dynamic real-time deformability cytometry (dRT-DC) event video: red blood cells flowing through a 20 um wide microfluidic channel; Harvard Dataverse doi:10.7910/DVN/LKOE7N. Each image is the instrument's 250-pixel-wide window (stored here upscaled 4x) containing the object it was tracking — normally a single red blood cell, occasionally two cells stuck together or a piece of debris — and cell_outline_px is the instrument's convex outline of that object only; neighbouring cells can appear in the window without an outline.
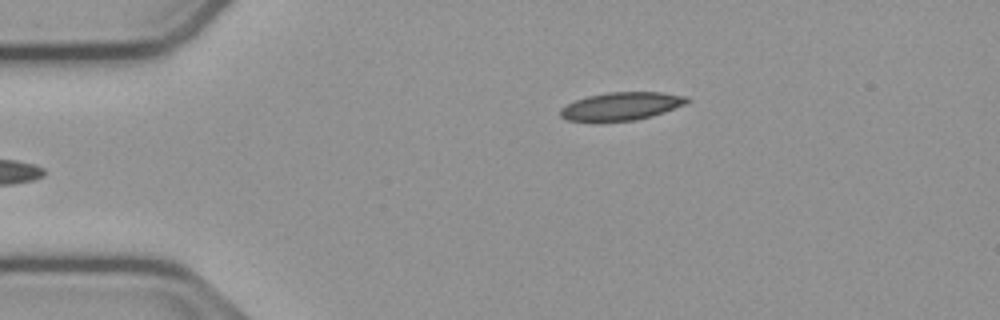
{"species": "common noctule bat (a hibernating species)", "species_latin": "Nyctalus noctula", "temperature_condition": "cold", "stored_images_in_passage": 37, "camera_frame_rate_fps": 3000, "um_per_image_px": 0.085, "animal": {"sex": "male", "body_mass_g": 23.1, "forearm_length_mm": 52.7}, "frame": {"image": 1, "passage_image": 1, "time_ms": 0.0, "image_size_px": [1000, 320], "cell_outline_px": [[692, 100], [684, 104], [664, 112], [652, 116], [636, 120], [568, 120], [560, 116], [560, 108], [576, 100], [588, 96], [608, 92], [660, 92], [688, 96]], "centroid_in_image_um": [52.86, 9.0], "position_along_channel_um": 32.1, "area_um2": 20.29}}
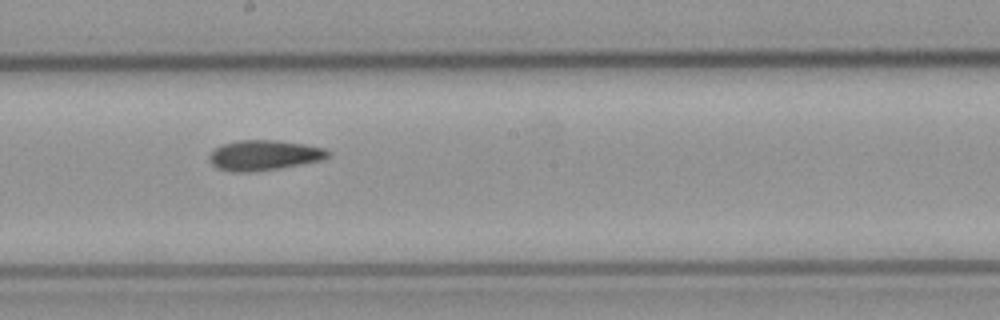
{"frame": {"image": 2, "passage_image": 20, "time_ms": 6.333, "image_size_px": [1000, 320], "cell_outline_px": [[332, 152], [324, 160], [276, 168], [248, 172], [232, 172], [216, 168], [212, 164], [208, 156], [216, 148], [224, 144], [240, 140], [276, 140], [304, 144], [324, 148]], "centroid_in_image_um": [22.46, 13.19], "position_along_channel_um": 225.7, "area_um2": 20.69}}
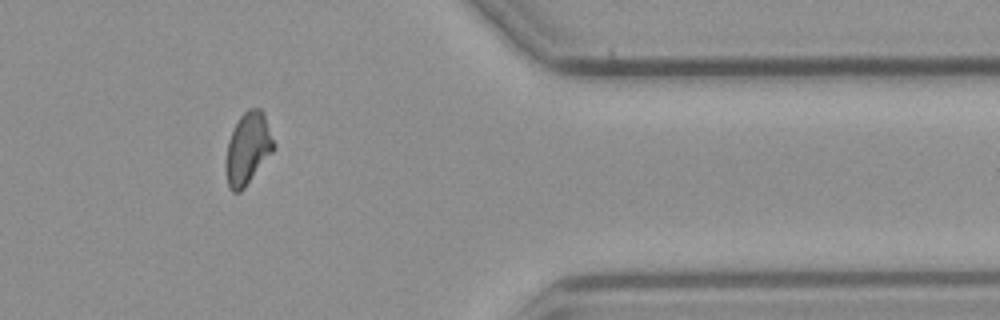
{"frame": {"image": 3, "passage_image": 35, "time_ms": 11.333, "image_size_px": [1000, 320], "cell_outline_px": [[276, 144], [272, 152], [244, 188], [240, 192], [232, 192], [228, 184], [224, 168], [224, 164], [228, 140], [240, 116], [248, 108], [260, 108], [264, 112]], "centroid_in_image_um": [21.06, 12.61], "position_along_channel_um": 390.3, "area_um2": 20.17}, "authors_computed_cell_mechanics": {"area_um2": 20.4612, "velocity_mm_per_s": 3.765, "shape_relaxation_time_tau1_ms": null, "shape_relaxation_time_tau2_ms": 3.7333, "deformation_change_tau1": null, "deformation_change_tau2": 0.1042}}